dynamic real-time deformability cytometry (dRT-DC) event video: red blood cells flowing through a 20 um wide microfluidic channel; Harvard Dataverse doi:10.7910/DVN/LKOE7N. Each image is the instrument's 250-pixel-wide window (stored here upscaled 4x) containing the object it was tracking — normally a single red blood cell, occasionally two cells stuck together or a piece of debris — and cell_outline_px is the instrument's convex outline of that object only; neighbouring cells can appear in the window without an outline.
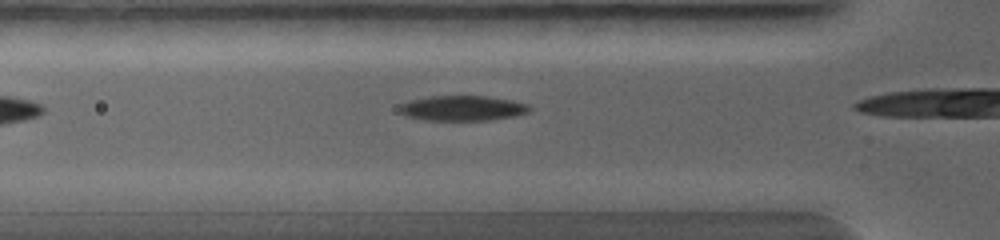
{"species": "common noctule bat (a hibernating species)", "species_latin": "Nyctalus noctula", "temperature_condition": "warm", "stored_images_in_passage": 14, "camera_frame_rate_fps": 5000, "um_per_image_px": 0.085, "animal": {"sex": "female", "body_mass_g": 19.0, "forearm_length_mm": 56.7}, "frame": {"image": 1, "passage_image": 3, "time_ms": 0.4, "image_size_px": [1000, 240], "cell_outline_px": [[532, 108], [528, 112], [516, 116], [488, 120], [424, 120], [408, 116], [400, 112], [400, 104], [412, 100], [428, 96], [488, 96], [512, 100], [528, 104]], "centroid_in_image_um": [39.35, 9.19], "position_along_channel_um": 86.4, "area_um2": 19.02}}
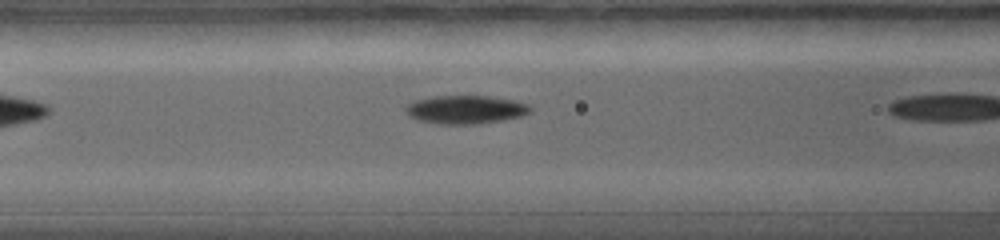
{"frame": {"image": 2, "passage_image": 6, "time_ms": 1.0, "image_size_px": [1000, 240], "cell_outline_px": [[532, 112], [520, 116], [480, 124], [436, 124], [416, 120], [408, 116], [404, 108], [408, 104], [416, 100], [432, 96], [488, 96], [512, 100], [528, 104], [532, 108]], "centroid_in_image_um": [39.53, 9.32], "position_along_channel_um": 127.1, "area_um2": 20.69}}